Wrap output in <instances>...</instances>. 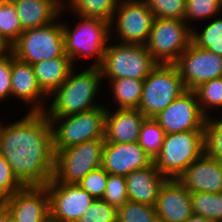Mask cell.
<instances>
[{"instance_id": "cell-1", "label": "cell", "mask_w": 222, "mask_h": 222, "mask_svg": "<svg viewBox=\"0 0 222 222\" xmlns=\"http://www.w3.org/2000/svg\"><path fill=\"white\" fill-rule=\"evenodd\" d=\"M8 123L0 121V154L25 186H45L53 178L54 137L45 112H26Z\"/></svg>"}, {"instance_id": "cell-2", "label": "cell", "mask_w": 222, "mask_h": 222, "mask_svg": "<svg viewBox=\"0 0 222 222\" xmlns=\"http://www.w3.org/2000/svg\"><path fill=\"white\" fill-rule=\"evenodd\" d=\"M71 70L67 79L50 96L45 110L47 117H61L81 113L104 105L96 102L102 93L103 77L100 67L86 66ZM81 71V72H80ZM50 104V105H49Z\"/></svg>"}, {"instance_id": "cell-3", "label": "cell", "mask_w": 222, "mask_h": 222, "mask_svg": "<svg viewBox=\"0 0 222 222\" xmlns=\"http://www.w3.org/2000/svg\"><path fill=\"white\" fill-rule=\"evenodd\" d=\"M78 19L75 25L62 21L65 54L75 65L78 60L92 59L89 66L99 67L103 62L104 53L110 36V22L97 17H85L71 14ZM79 58V59H78ZM94 59V60H93Z\"/></svg>"}, {"instance_id": "cell-4", "label": "cell", "mask_w": 222, "mask_h": 222, "mask_svg": "<svg viewBox=\"0 0 222 222\" xmlns=\"http://www.w3.org/2000/svg\"><path fill=\"white\" fill-rule=\"evenodd\" d=\"M205 145V131L165 134L154 164L166 178L177 179L206 151Z\"/></svg>"}, {"instance_id": "cell-5", "label": "cell", "mask_w": 222, "mask_h": 222, "mask_svg": "<svg viewBox=\"0 0 222 222\" xmlns=\"http://www.w3.org/2000/svg\"><path fill=\"white\" fill-rule=\"evenodd\" d=\"M157 64L145 45L117 43L110 39L99 67L103 79L144 80Z\"/></svg>"}, {"instance_id": "cell-6", "label": "cell", "mask_w": 222, "mask_h": 222, "mask_svg": "<svg viewBox=\"0 0 222 222\" xmlns=\"http://www.w3.org/2000/svg\"><path fill=\"white\" fill-rule=\"evenodd\" d=\"M102 106L61 117H48L52 124L55 153L68 147L104 138L105 114Z\"/></svg>"}, {"instance_id": "cell-7", "label": "cell", "mask_w": 222, "mask_h": 222, "mask_svg": "<svg viewBox=\"0 0 222 222\" xmlns=\"http://www.w3.org/2000/svg\"><path fill=\"white\" fill-rule=\"evenodd\" d=\"M186 91L175 64H157L144 79L138 110L154 118Z\"/></svg>"}, {"instance_id": "cell-8", "label": "cell", "mask_w": 222, "mask_h": 222, "mask_svg": "<svg viewBox=\"0 0 222 222\" xmlns=\"http://www.w3.org/2000/svg\"><path fill=\"white\" fill-rule=\"evenodd\" d=\"M11 52L19 60L31 65L43 60L68 57L65 54L60 17L46 26L24 30L11 46Z\"/></svg>"}, {"instance_id": "cell-9", "label": "cell", "mask_w": 222, "mask_h": 222, "mask_svg": "<svg viewBox=\"0 0 222 222\" xmlns=\"http://www.w3.org/2000/svg\"><path fill=\"white\" fill-rule=\"evenodd\" d=\"M105 139L98 138L56 152L53 178L59 183L78 184L101 167Z\"/></svg>"}, {"instance_id": "cell-10", "label": "cell", "mask_w": 222, "mask_h": 222, "mask_svg": "<svg viewBox=\"0 0 222 222\" xmlns=\"http://www.w3.org/2000/svg\"><path fill=\"white\" fill-rule=\"evenodd\" d=\"M191 37L192 28L184 20L155 18L145 46L158 64H174Z\"/></svg>"}, {"instance_id": "cell-11", "label": "cell", "mask_w": 222, "mask_h": 222, "mask_svg": "<svg viewBox=\"0 0 222 222\" xmlns=\"http://www.w3.org/2000/svg\"><path fill=\"white\" fill-rule=\"evenodd\" d=\"M154 19L144 0H120L110 20L111 39L145 45Z\"/></svg>"}, {"instance_id": "cell-12", "label": "cell", "mask_w": 222, "mask_h": 222, "mask_svg": "<svg viewBox=\"0 0 222 222\" xmlns=\"http://www.w3.org/2000/svg\"><path fill=\"white\" fill-rule=\"evenodd\" d=\"M49 196V219L77 222L95 198L78 184L59 183L54 178L45 185Z\"/></svg>"}, {"instance_id": "cell-13", "label": "cell", "mask_w": 222, "mask_h": 222, "mask_svg": "<svg viewBox=\"0 0 222 222\" xmlns=\"http://www.w3.org/2000/svg\"><path fill=\"white\" fill-rule=\"evenodd\" d=\"M174 64L186 90L194 91L201 84L222 77V56L192 42Z\"/></svg>"}, {"instance_id": "cell-14", "label": "cell", "mask_w": 222, "mask_h": 222, "mask_svg": "<svg viewBox=\"0 0 222 222\" xmlns=\"http://www.w3.org/2000/svg\"><path fill=\"white\" fill-rule=\"evenodd\" d=\"M165 134L205 131L206 117L201 112L195 91L186 90L153 118Z\"/></svg>"}, {"instance_id": "cell-15", "label": "cell", "mask_w": 222, "mask_h": 222, "mask_svg": "<svg viewBox=\"0 0 222 222\" xmlns=\"http://www.w3.org/2000/svg\"><path fill=\"white\" fill-rule=\"evenodd\" d=\"M12 97L24 102L26 107L29 106L28 112H45L49 102V96L37 82L33 66L19 60L11 52V99Z\"/></svg>"}, {"instance_id": "cell-16", "label": "cell", "mask_w": 222, "mask_h": 222, "mask_svg": "<svg viewBox=\"0 0 222 222\" xmlns=\"http://www.w3.org/2000/svg\"><path fill=\"white\" fill-rule=\"evenodd\" d=\"M14 222H47L49 196L45 186H27L1 202Z\"/></svg>"}, {"instance_id": "cell-17", "label": "cell", "mask_w": 222, "mask_h": 222, "mask_svg": "<svg viewBox=\"0 0 222 222\" xmlns=\"http://www.w3.org/2000/svg\"><path fill=\"white\" fill-rule=\"evenodd\" d=\"M154 162L140 146L132 143L105 142L101 167L108 173L127 176L131 172L150 166Z\"/></svg>"}, {"instance_id": "cell-18", "label": "cell", "mask_w": 222, "mask_h": 222, "mask_svg": "<svg viewBox=\"0 0 222 222\" xmlns=\"http://www.w3.org/2000/svg\"><path fill=\"white\" fill-rule=\"evenodd\" d=\"M154 208L158 222H184L193 214L191 193L177 179L167 178Z\"/></svg>"}, {"instance_id": "cell-19", "label": "cell", "mask_w": 222, "mask_h": 222, "mask_svg": "<svg viewBox=\"0 0 222 222\" xmlns=\"http://www.w3.org/2000/svg\"><path fill=\"white\" fill-rule=\"evenodd\" d=\"M177 180L191 192H222V162L206 151Z\"/></svg>"}, {"instance_id": "cell-20", "label": "cell", "mask_w": 222, "mask_h": 222, "mask_svg": "<svg viewBox=\"0 0 222 222\" xmlns=\"http://www.w3.org/2000/svg\"><path fill=\"white\" fill-rule=\"evenodd\" d=\"M105 114V142L132 143L139 139L146 117L138 109H108Z\"/></svg>"}, {"instance_id": "cell-21", "label": "cell", "mask_w": 222, "mask_h": 222, "mask_svg": "<svg viewBox=\"0 0 222 222\" xmlns=\"http://www.w3.org/2000/svg\"><path fill=\"white\" fill-rule=\"evenodd\" d=\"M23 30L46 26L65 13L63 0H11Z\"/></svg>"}, {"instance_id": "cell-22", "label": "cell", "mask_w": 222, "mask_h": 222, "mask_svg": "<svg viewBox=\"0 0 222 222\" xmlns=\"http://www.w3.org/2000/svg\"><path fill=\"white\" fill-rule=\"evenodd\" d=\"M166 179L154 162L150 166L131 172L126 176L128 200L154 206Z\"/></svg>"}, {"instance_id": "cell-23", "label": "cell", "mask_w": 222, "mask_h": 222, "mask_svg": "<svg viewBox=\"0 0 222 222\" xmlns=\"http://www.w3.org/2000/svg\"><path fill=\"white\" fill-rule=\"evenodd\" d=\"M40 88L50 96L75 67L69 57H57L32 65Z\"/></svg>"}, {"instance_id": "cell-24", "label": "cell", "mask_w": 222, "mask_h": 222, "mask_svg": "<svg viewBox=\"0 0 222 222\" xmlns=\"http://www.w3.org/2000/svg\"><path fill=\"white\" fill-rule=\"evenodd\" d=\"M107 80V81H105ZM109 82L114 109H137L142 97L144 80L132 78L103 79Z\"/></svg>"}, {"instance_id": "cell-25", "label": "cell", "mask_w": 222, "mask_h": 222, "mask_svg": "<svg viewBox=\"0 0 222 222\" xmlns=\"http://www.w3.org/2000/svg\"><path fill=\"white\" fill-rule=\"evenodd\" d=\"M120 0H63L68 13L97 17L110 22Z\"/></svg>"}, {"instance_id": "cell-26", "label": "cell", "mask_w": 222, "mask_h": 222, "mask_svg": "<svg viewBox=\"0 0 222 222\" xmlns=\"http://www.w3.org/2000/svg\"><path fill=\"white\" fill-rule=\"evenodd\" d=\"M194 91L197 95L201 112L206 118L211 117L213 113L217 112L216 114H219V111L222 112V77L209 80Z\"/></svg>"}, {"instance_id": "cell-27", "label": "cell", "mask_w": 222, "mask_h": 222, "mask_svg": "<svg viewBox=\"0 0 222 222\" xmlns=\"http://www.w3.org/2000/svg\"><path fill=\"white\" fill-rule=\"evenodd\" d=\"M191 201L193 214L211 222H222V192H191Z\"/></svg>"}, {"instance_id": "cell-28", "label": "cell", "mask_w": 222, "mask_h": 222, "mask_svg": "<svg viewBox=\"0 0 222 222\" xmlns=\"http://www.w3.org/2000/svg\"><path fill=\"white\" fill-rule=\"evenodd\" d=\"M24 30L11 0L0 2V36L12 46Z\"/></svg>"}, {"instance_id": "cell-29", "label": "cell", "mask_w": 222, "mask_h": 222, "mask_svg": "<svg viewBox=\"0 0 222 222\" xmlns=\"http://www.w3.org/2000/svg\"><path fill=\"white\" fill-rule=\"evenodd\" d=\"M164 136L160 125L153 118H146L140 128L138 143L154 159L161 150Z\"/></svg>"}, {"instance_id": "cell-30", "label": "cell", "mask_w": 222, "mask_h": 222, "mask_svg": "<svg viewBox=\"0 0 222 222\" xmlns=\"http://www.w3.org/2000/svg\"><path fill=\"white\" fill-rule=\"evenodd\" d=\"M222 0H186L185 22L192 28V21L210 20L221 15Z\"/></svg>"}, {"instance_id": "cell-31", "label": "cell", "mask_w": 222, "mask_h": 222, "mask_svg": "<svg viewBox=\"0 0 222 222\" xmlns=\"http://www.w3.org/2000/svg\"><path fill=\"white\" fill-rule=\"evenodd\" d=\"M117 222H158L154 206L127 201L118 208Z\"/></svg>"}, {"instance_id": "cell-32", "label": "cell", "mask_w": 222, "mask_h": 222, "mask_svg": "<svg viewBox=\"0 0 222 222\" xmlns=\"http://www.w3.org/2000/svg\"><path fill=\"white\" fill-rule=\"evenodd\" d=\"M213 116L206 118L205 148L210 156L222 162V119Z\"/></svg>"}, {"instance_id": "cell-33", "label": "cell", "mask_w": 222, "mask_h": 222, "mask_svg": "<svg viewBox=\"0 0 222 222\" xmlns=\"http://www.w3.org/2000/svg\"><path fill=\"white\" fill-rule=\"evenodd\" d=\"M154 18L180 19L185 21L186 0H144Z\"/></svg>"}, {"instance_id": "cell-34", "label": "cell", "mask_w": 222, "mask_h": 222, "mask_svg": "<svg viewBox=\"0 0 222 222\" xmlns=\"http://www.w3.org/2000/svg\"><path fill=\"white\" fill-rule=\"evenodd\" d=\"M101 199L117 209L126 203L128 201L126 177L109 174Z\"/></svg>"}, {"instance_id": "cell-35", "label": "cell", "mask_w": 222, "mask_h": 222, "mask_svg": "<svg viewBox=\"0 0 222 222\" xmlns=\"http://www.w3.org/2000/svg\"><path fill=\"white\" fill-rule=\"evenodd\" d=\"M118 209L102 199H95L77 222H117Z\"/></svg>"}, {"instance_id": "cell-36", "label": "cell", "mask_w": 222, "mask_h": 222, "mask_svg": "<svg viewBox=\"0 0 222 222\" xmlns=\"http://www.w3.org/2000/svg\"><path fill=\"white\" fill-rule=\"evenodd\" d=\"M24 187L14 175L10 164L0 154V202H3Z\"/></svg>"}, {"instance_id": "cell-37", "label": "cell", "mask_w": 222, "mask_h": 222, "mask_svg": "<svg viewBox=\"0 0 222 222\" xmlns=\"http://www.w3.org/2000/svg\"><path fill=\"white\" fill-rule=\"evenodd\" d=\"M108 176L109 174L100 167L86 175L78 185L95 199H101L104 195Z\"/></svg>"}, {"instance_id": "cell-38", "label": "cell", "mask_w": 222, "mask_h": 222, "mask_svg": "<svg viewBox=\"0 0 222 222\" xmlns=\"http://www.w3.org/2000/svg\"><path fill=\"white\" fill-rule=\"evenodd\" d=\"M11 97V52L0 58V102Z\"/></svg>"}, {"instance_id": "cell-39", "label": "cell", "mask_w": 222, "mask_h": 222, "mask_svg": "<svg viewBox=\"0 0 222 222\" xmlns=\"http://www.w3.org/2000/svg\"><path fill=\"white\" fill-rule=\"evenodd\" d=\"M219 15L213 17L210 23L202 28V30H197L196 26L192 27V37L191 39H217L222 37V17Z\"/></svg>"}, {"instance_id": "cell-40", "label": "cell", "mask_w": 222, "mask_h": 222, "mask_svg": "<svg viewBox=\"0 0 222 222\" xmlns=\"http://www.w3.org/2000/svg\"><path fill=\"white\" fill-rule=\"evenodd\" d=\"M191 42L199 47L222 56V37L217 39H191Z\"/></svg>"}, {"instance_id": "cell-41", "label": "cell", "mask_w": 222, "mask_h": 222, "mask_svg": "<svg viewBox=\"0 0 222 222\" xmlns=\"http://www.w3.org/2000/svg\"><path fill=\"white\" fill-rule=\"evenodd\" d=\"M0 222H14L8 209L0 202Z\"/></svg>"}, {"instance_id": "cell-42", "label": "cell", "mask_w": 222, "mask_h": 222, "mask_svg": "<svg viewBox=\"0 0 222 222\" xmlns=\"http://www.w3.org/2000/svg\"><path fill=\"white\" fill-rule=\"evenodd\" d=\"M11 52V46L0 36V58Z\"/></svg>"}, {"instance_id": "cell-43", "label": "cell", "mask_w": 222, "mask_h": 222, "mask_svg": "<svg viewBox=\"0 0 222 222\" xmlns=\"http://www.w3.org/2000/svg\"><path fill=\"white\" fill-rule=\"evenodd\" d=\"M184 222H211L209 219L202 217L200 215L192 214L188 219Z\"/></svg>"}, {"instance_id": "cell-44", "label": "cell", "mask_w": 222, "mask_h": 222, "mask_svg": "<svg viewBox=\"0 0 222 222\" xmlns=\"http://www.w3.org/2000/svg\"><path fill=\"white\" fill-rule=\"evenodd\" d=\"M219 117H221V119H222V112H219V115H218Z\"/></svg>"}, {"instance_id": "cell-45", "label": "cell", "mask_w": 222, "mask_h": 222, "mask_svg": "<svg viewBox=\"0 0 222 222\" xmlns=\"http://www.w3.org/2000/svg\"><path fill=\"white\" fill-rule=\"evenodd\" d=\"M47 222H56V221H53V220H51V219H48V221Z\"/></svg>"}]
</instances>
